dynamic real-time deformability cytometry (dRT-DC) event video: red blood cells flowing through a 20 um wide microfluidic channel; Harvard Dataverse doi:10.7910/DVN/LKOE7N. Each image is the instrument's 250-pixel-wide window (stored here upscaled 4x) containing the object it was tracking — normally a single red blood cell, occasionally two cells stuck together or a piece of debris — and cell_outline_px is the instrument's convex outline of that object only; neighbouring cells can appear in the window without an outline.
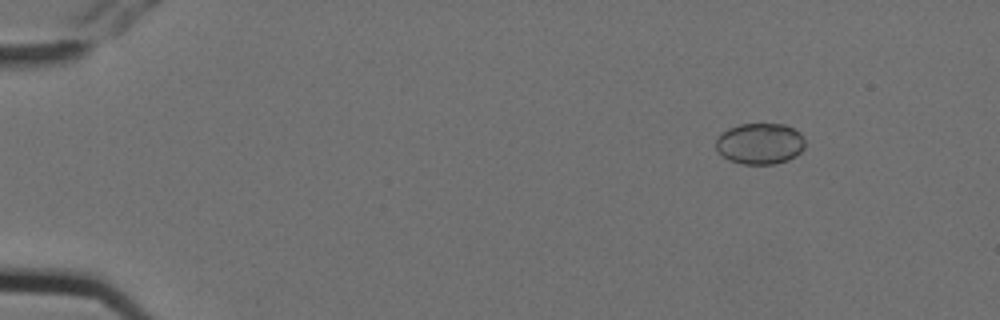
{"species": "Egyptian fruit bat (a non-hibernating species)", "species_latin": "Rousettus aegyptiacus", "temperature_condition": "cold", "stored_images_in_passage": 6, "camera_frame_rate_fps": 3000, "um_per_image_px": 0.085, "animal": {"sex": "female"}, "frame": {"image": 1, "passage_image": 1, "time_ms": 0.0, "image_size_px": [1000, 320], "cell_outline_px": [[804, 148], [796, 156], [788, 160], [772, 164], [744, 164], [728, 160], [716, 148], [716, 140], [720, 132], [728, 128], [740, 124], [784, 124], [800, 132], [804, 140]], "centroid_in_image_um": [64.59, 12.2], "position_along_channel_um": 20.4, "area_um2": 21.39}}
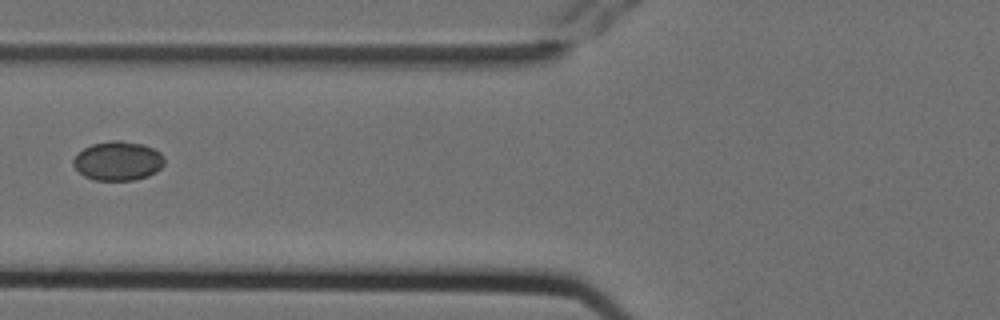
{"frame": {"image": 2, "passage_image": 6, "time_ms": 1.667, "image_size_px": [1000, 320], "cell_outline_px": [[164, 164], [156, 172], [148, 176], [136, 180], [96, 180], [84, 176], [72, 164], [72, 160], [84, 148], [92, 144], [112, 140], [120, 140], [144, 144], [160, 152], [164, 156]], "centroid_in_image_um": [10.05, 13.67], "position_along_channel_um": 115.8, "area_um2": 20.81}}